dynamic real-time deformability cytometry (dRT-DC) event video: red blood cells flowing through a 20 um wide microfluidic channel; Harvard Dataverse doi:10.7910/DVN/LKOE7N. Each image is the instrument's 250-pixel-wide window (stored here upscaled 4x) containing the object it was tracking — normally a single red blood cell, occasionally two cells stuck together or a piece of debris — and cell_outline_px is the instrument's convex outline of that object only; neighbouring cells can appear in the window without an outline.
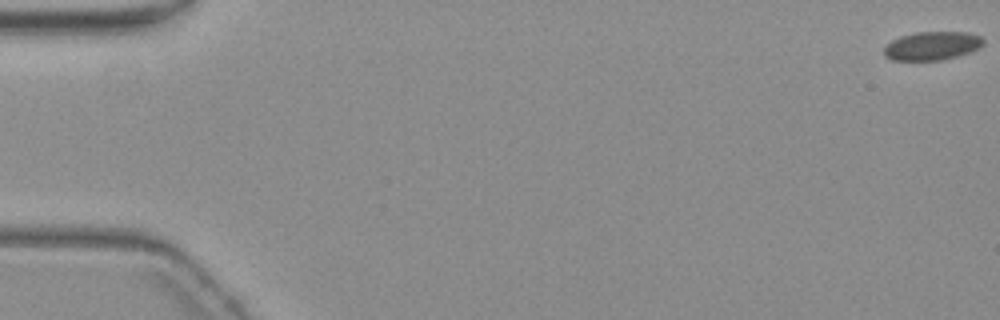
{"species": "common noctule bat (a hibernating species)", "species_latin": "Nyctalus noctula", "temperature_condition": "warm", "stored_images_in_passage": 5, "camera_frame_rate_fps": 3000, "um_per_image_px": 0.085, "animal": {"sex": "female", "body_mass_g": 19.3, "forearm_length_mm": 54.1}, "frame": {"image": 1, "passage_image": 1, "time_ms": 0.0, "image_size_px": [1000, 320], "cell_outline_px": [[984, 44], [980, 48], [956, 56], [940, 60], [892, 60], [884, 56], [884, 48], [892, 40], [900, 36], [916, 32], [968, 32], [980, 36], [984, 40]], "centroid_in_image_um": [79.23, 3.89], "position_along_channel_um": 5.8, "area_um2": 16.47}}
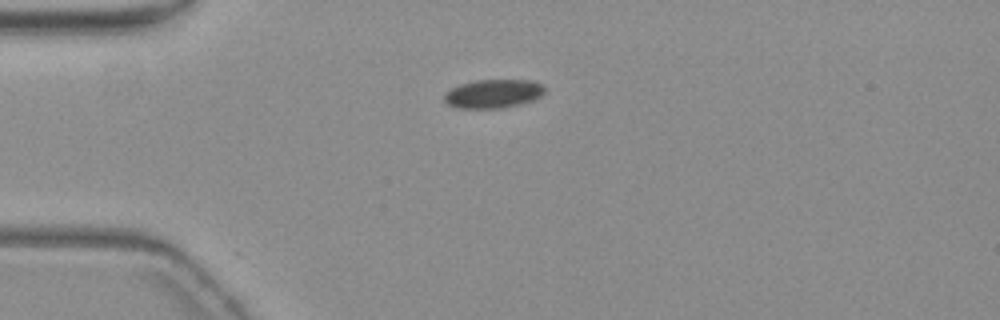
{"frame": {"image": 2, "passage_image": 5, "time_ms": 5.333, "image_size_px": [1000, 320], "cell_outline_px": [[544, 92], [540, 96], [532, 100], [520, 104], [500, 108], [456, 108], [448, 104], [444, 100], [444, 92], [460, 84], [476, 80], [532, 80], [544, 84]], "centroid_in_image_um": [41.92, 7.96], "position_along_channel_um": 43.1, "area_um2": 16.82}}